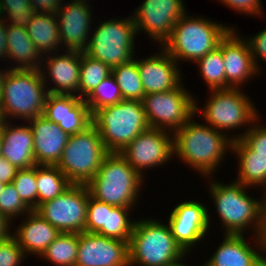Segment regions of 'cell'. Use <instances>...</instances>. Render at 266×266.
<instances>
[{
    "mask_svg": "<svg viewBox=\"0 0 266 266\" xmlns=\"http://www.w3.org/2000/svg\"><path fill=\"white\" fill-rule=\"evenodd\" d=\"M185 12L183 0H145L132 18L137 33L142 30L164 45Z\"/></svg>",
    "mask_w": 266,
    "mask_h": 266,
    "instance_id": "obj_14",
    "label": "cell"
},
{
    "mask_svg": "<svg viewBox=\"0 0 266 266\" xmlns=\"http://www.w3.org/2000/svg\"><path fill=\"white\" fill-rule=\"evenodd\" d=\"M34 12L56 14L62 0H29Z\"/></svg>",
    "mask_w": 266,
    "mask_h": 266,
    "instance_id": "obj_43",
    "label": "cell"
},
{
    "mask_svg": "<svg viewBox=\"0 0 266 266\" xmlns=\"http://www.w3.org/2000/svg\"><path fill=\"white\" fill-rule=\"evenodd\" d=\"M177 63L164 48L158 55L138 59L137 66L145 95L177 88L182 81Z\"/></svg>",
    "mask_w": 266,
    "mask_h": 266,
    "instance_id": "obj_21",
    "label": "cell"
},
{
    "mask_svg": "<svg viewBox=\"0 0 266 266\" xmlns=\"http://www.w3.org/2000/svg\"><path fill=\"white\" fill-rule=\"evenodd\" d=\"M239 159V173L236 179L244 186H266V155L255 154L241 139L232 141L231 151ZM266 189V188H265Z\"/></svg>",
    "mask_w": 266,
    "mask_h": 266,
    "instance_id": "obj_28",
    "label": "cell"
},
{
    "mask_svg": "<svg viewBox=\"0 0 266 266\" xmlns=\"http://www.w3.org/2000/svg\"><path fill=\"white\" fill-rule=\"evenodd\" d=\"M75 266H129L128 242L81 232Z\"/></svg>",
    "mask_w": 266,
    "mask_h": 266,
    "instance_id": "obj_16",
    "label": "cell"
},
{
    "mask_svg": "<svg viewBox=\"0 0 266 266\" xmlns=\"http://www.w3.org/2000/svg\"><path fill=\"white\" fill-rule=\"evenodd\" d=\"M6 184L0 182V195L2 194V190L4 189Z\"/></svg>",
    "mask_w": 266,
    "mask_h": 266,
    "instance_id": "obj_50",
    "label": "cell"
},
{
    "mask_svg": "<svg viewBox=\"0 0 266 266\" xmlns=\"http://www.w3.org/2000/svg\"><path fill=\"white\" fill-rule=\"evenodd\" d=\"M74 2H85L86 3V0H74Z\"/></svg>",
    "mask_w": 266,
    "mask_h": 266,
    "instance_id": "obj_52",
    "label": "cell"
},
{
    "mask_svg": "<svg viewBox=\"0 0 266 266\" xmlns=\"http://www.w3.org/2000/svg\"><path fill=\"white\" fill-rule=\"evenodd\" d=\"M40 70L12 69L5 79L0 98L4 120L8 116L29 121L44 113L48 84L45 72ZM46 82V83H45Z\"/></svg>",
    "mask_w": 266,
    "mask_h": 266,
    "instance_id": "obj_4",
    "label": "cell"
},
{
    "mask_svg": "<svg viewBox=\"0 0 266 266\" xmlns=\"http://www.w3.org/2000/svg\"><path fill=\"white\" fill-rule=\"evenodd\" d=\"M0 6L2 15L7 13L10 26L26 27L35 13L29 0H0Z\"/></svg>",
    "mask_w": 266,
    "mask_h": 266,
    "instance_id": "obj_37",
    "label": "cell"
},
{
    "mask_svg": "<svg viewBox=\"0 0 266 266\" xmlns=\"http://www.w3.org/2000/svg\"><path fill=\"white\" fill-rule=\"evenodd\" d=\"M86 2H74L59 8L55 14L58 20L60 43L67 48L84 52L89 44L88 34L91 27V10Z\"/></svg>",
    "mask_w": 266,
    "mask_h": 266,
    "instance_id": "obj_20",
    "label": "cell"
},
{
    "mask_svg": "<svg viewBox=\"0 0 266 266\" xmlns=\"http://www.w3.org/2000/svg\"><path fill=\"white\" fill-rule=\"evenodd\" d=\"M30 211L31 209L22 201L12 183L6 184L0 195V213L12 220L15 216L23 212L28 214Z\"/></svg>",
    "mask_w": 266,
    "mask_h": 266,
    "instance_id": "obj_38",
    "label": "cell"
},
{
    "mask_svg": "<svg viewBox=\"0 0 266 266\" xmlns=\"http://www.w3.org/2000/svg\"><path fill=\"white\" fill-rule=\"evenodd\" d=\"M5 23V24H4ZM6 21L0 20V57H7V37H6ZM6 55V56H5Z\"/></svg>",
    "mask_w": 266,
    "mask_h": 266,
    "instance_id": "obj_45",
    "label": "cell"
},
{
    "mask_svg": "<svg viewBox=\"0 0 266 266\" xmlns=\"http://www.w3.org/2000/svg\"><path fill=\"white\" fill-rule=\"evenodd\" d=\"M216 252L203 266H262L265 256L247 244L243 235L226 234Z\"/></svg>",
    "mask_w": 266,
    "mask_h": 266,
    "instance_id": "obj_26",
    "label": "cell"
},
{
    "mask_svg": "<svg viewBox=\"0 0 266 266\" xmlns=\"http://www.w3.org/2000/svg\"><path fill=\"white\" fill-rule=\"evenodd\" d=\"M128 250L129 266H166L186 255L169 225L153 219L134 223Z\"/></svg>",
    "mask_w": 266,
    "mask_h": 266,
    "instance_id": "obj_6",
    "label": "cell"
},
{
    "mask_svg": "<svg viewBox=\"0 0 266 266\" xmlns=\"http://www.w3.org/2000/svg\"><path fill=\"white\" fill-rule=\"evenodd\" d=\"M136 33L132 17L107 20L96 27L92 37L89 36L91 39L84 52L105 63L112 70L133 60Z\"/></svg>",
    "mask_w": 266,
    "mask_h": 266,
    "instance_id": "obj_9",
    "label": "cell"
},
{
    "mask_svg": "<svg viewBox=\"0 0 266 266\" xmlns=\"http://www.w3.org/2000/svg\"><path fill=\"white\" fill-rule=\"evenodd\" d=\"M232 28L222 39V56L226 75V89L239 88L259 72L246 40Z\"/></svg>",
    "mask_w": 266,
    "mask_h": 266,
    "instance_id": "obj_19",
    "label": "cell"
},
{
    "mask_svg": "<svg viewBox=\"0 0 266 266\" xmlns=\"http://www.w3.org/2000/svg\"><path fill=\"white\" fill-rule=\"evenodd\" d=\"M38 206L62 194L72 183L56 165H36Z\"/></svg>",
    "mask_w": 266,
    "mask_h": 266,
    "instance_id": "obj_30",
    "label": "cell"
},
{
    "mask_svg": "<svg viewBox=\"0 0 266 266\" xmlns=\"http://www.w3.org/2000/svg\"><path fill=\"white\" fill-rule=\"evenodd\" d=\"M143 181L120 153L109 152L86 185L93 198L115 207L132 208Z\"/></svg>",
    "mask_w": 266,
    "mask_h": 266,
    "instance_id": "obj_3",
    "label": "cell"
},
{
    "mask_svg": "<svg viewBox=\"0 0 266 266\" xmlns=\"http://www.w3.org/2000/svg\"><path fill=\"white\" fill-rule=\"evenodd\" d=\"M6 119L1 128V157L7 159L17 169L33 167L36 164L33 134L29 125L11 126Z\"/></svg>",
    "mask_w": 266,
    "mask_h": 266,
    "instance_id": "obj_23",
    "label": "cell"
},
{
    "mask_svg": "<svg viewBox=\"0 0 266 266\" xmlns=\"http://www.w3.org/2000/svg\"><path fill=\"white\" fill-rule=\"evenodd\" d=\"M78 246L79 233H60L41 256L58 266H75Z\"/></svg>",
    "mask_w": 266,
    "mask_h": 266,
    "instance_id": "obj_31",
    "label": "cell"
},
{
    "mask_svg": "<svg viewBox=\"0 0 266 266\" xmlns=\"http://www.w3.org/2000/svg\"><path fill=\"white\" fill-rule=\"evenodd\" d=\"M4 118H3V115H2V112H1V108H0V130H1V128H2V125H3V123H4Z\"/></svg>",
    "mask_w": 266,
    "mask_h": 266,
    "instance_id": "obj_49",
    "label": "cell"
},
{
    "mask_svg": "<svg viewBox=\"0 0 266 266\" xmlns=\"http://www.w3.org/2000/svg\"><path fill=\"white\" fill-rule=\"evenodd\" d=\"M86 98L87 99L84 100L92 115L101 108L115 105L124 100L112 73L106 77Z\"/></svg>",
    "mask_w": 266,
    "mask_h": 266,
    "instance_id": "obj_35",
    "label": "cell"
},
{
    "mask_svg": "<svg viewBox=\"0 0 266 266\" xmlns=\"http://www.w3.org/2000/svg\"><path fill=\"white\" fill-rule=\"evenodd\" d=\"M33 134L34 157L37 165H57L69 135L57 123L43 115L29 120ZM32 123V124H31Z\"/></svg>",
    "mask_w": 266,
    "mask_h": 266,
    "instance_id": "obj_22",
    "label": "cell"
},
{
    "mask_svg": "<svg viewBox=\"0 0 266 266\" xmlns=\"http://www.w3.org/2000/svg\"><path fill=\"white\" fill-rule=\"evenodd\" d=\"M90 191L85 184H72L62 194L43 202L35 211L61 233L85 231Z\"/></svg>",
    "mask_w": 266,
    "mask_h": 266,
    "instance_id": "obj_11",
    "label": "cell"
},
{
    "mask_svg": "<svg viewBox=\"0 0 266 266\" xmlns=\"http://www.w3.org/2000/svg\"><path fill=\"white\" fill-rule=\"evenodd\" d=\"M43 116L57 123L69 136L83 132L93 124L85 100L76 94L48 93Z\"/></svg>",
    "mask_w": 266,
    "mask_h": 266,
    "instance_id": "obj_18",
    "label": "cell"
},
{
    "mask_svg": "<svg viewBox=\"0 0 266 266\" xmlns=\"http://www.w3.org/2000/svg\"><path fill=\"white\" fill-rule=\"evenodd\" d=\"M1 143H2V136H1V131H0V157H1Z\"/></svg>",
    "mask_w": 266,
    "mask_h": 266,
    "instance_id": "obj_51",
    "label": "cell"
},
{
    "mask_svg": "<svg viewBox=\"0 0 266 266\" xmlns=\"http://www.w3.org/2000/svg\"><path fill=\"white\" fill-rule=\"evenodd\" d=\"M185 13L174 25L164 48L177 62H196L215 49L231 30L205 18L189 17Z\"/></svg>",
    "mask_w": 266,
    "mask_h": 266,
    "instance_id": "obj_7",
    "label": "cell"
},
{
    "mask_svg": "<svg viewBox=\"0 0 266 266\" xmlns=\"http://www.w3.org/2000/svg\"><path fill=\"white\" fill-rule=\"evenodd\" d=\"M22 201L31 209L38 207V188L36 182V165L30 168L18 169L12 180Z\"/></svg>",
    "mask_w": 266,
    "mask_h": 266,
    "instance_id": "obj_36",
    "label": "cell"
},
{
    "mask_svg": "<svg viewBox=\"0 0 266 266\" xmlns=\"http://www.w3.org/2000/svg\"><path fill=\"white\" fill-rule=\"evenodd\" d=\"M180 84L173 90L146 94L142 100L150 128L176 131L199 110L197 101Z\"/></svg>",
    "mask_w": 266,
    "mask_h": 266,
    "instance_id": "obj_10",
    "label": "cell"
},
{
    "mask_svg": "<svg viewBox=\"0 0 266 266\" xmlns=\"http://www.w3.org/2000/svg\"><path fill=\"white\" fill-rule=\"evenodd\" d=\"M200 74L210 90L226 89V75L222 56V40L219 45L196 61Z\"/></svg>",
    "mask_w": 266,
    "mask_h": 266,
    "instance_id": "obj_34",
    "label": "cell"
},
{
    "mask_svg": "<svg viewBox=\"0 0 266 266\" xmlns=\"http://www.w3.org/2000/svg\"><path fill=\"white\" fill-rule=\"evenodd\" d=\"M240 90V88L213 90L205 109L200 111L207 125L223 132V129L239 128L259 119L249 96Z\"/></svg>",
    "mask_w": 266,
    "mask_h": 266,
    "instance_id": "obj_12",
    "label": "cell"
},
{
    "mask_svg": "<svg viewBox=\"0 0 266 266\" xmlns=\"http://www.w3.org/2000/svg\"><path fill=\"white\" fill-rule=\"evenodd\" d=\"M124 100L144 99L145 93L142 85L137 60L121 64L111 70Z\"/></svg>",
    "mask_w": 266,
    "mask_h": 266,
    "instance_id": "obj_32",
    "label": "cell"
},
{
    "mask_svg": "<svg viewBox=\"0 0 266 266\" xmlns=\"http://www.w3.org/2000/svg\"><path fill=\"white\" fill-rule=\"evenodd\" d=\"M231 9L251 15L261 14V0H219ZM261 9V10H260Z\"/></svg>",
    "mask_w": 266,
    "mask_h": 266,
    "instance_id": "obj_42",
    "label": "cell"
},
{
    "mask_svg": "<svg viewBox=\"0 0 266 266\" xmlns=\"http://www.w3.org/2000/svg\"><path fill=\"white\" fill-rule=\"evenodd\" d=\"M28 218L15 230L12 235L19 246L26 253L41 254L60 235V231L39 215L35 210H31Z\"/></svg>",
    "mask_w": 266,
    "mask_h": 266,
    "instance_id": "obj_24",
    "label": "cell"
},
{
    "mask_svg": "<svg viewBox=\"0 0 266 266\" xmlns=\"http://www.w3.org/2000/svg\"><path fill=\"white\" fill-rule=\"evenodd\" d=\"M60 56H47L48 75L57 87L47 89L52 94H71L79 92L81 52L67 50ZM74 91V92H73Z\"/></svg>",
    "mask_w": 266,
    "mask_h": 266,
    "instance_id": "obj_25",
    "label": "cell"
},
{
    "mask_svg": "<svg viewBox=\"0 0 266 266\" xmlns=\"http://www.w3.org/2000/svg\"><path fill=\"white\" fill-rule=\"evenodd\" d=\"M129 209L109 205L90 195L85 232L129 242L135 223L128 218Z\"/></svg>",
    "mask_w": 266,
    "mask_h": 266,
    "instance_id": "obj_17",
    "label": "cell"
},
{
    "mask_svg": "<svg viewBox=\"0 0 266 266\" xmlns=\"http://www.w3.org/2000/svg\"><path fill=\"white\" fill-rule=\"evenodd\" d=\"M9 71H10V69L9 70L7 69L5 71L0 70V98H1V94L3 92V86H4L5 79L9 73Z\"/></svg>",
    "mask_w": 266,
    "mask_h": 266,
    "instance_id": "obj_47",
    "label": "cell"
},
{
    "mask_svg": "<svg viewBox=\"0 0 266 266\" xmlns=\"http://www.w3.org/2000/svg\"><path fill=\"white\" fill-rule=\"evenodd\" d=\"M18 169L4 157H0V182L11 184Z\"/></svg>",
    "mask_w": 266,
    "mask_h": 266,
    "instance_id": "obj_44",
    "label": "cell"
},
{
    "mask_svg": "<svg viewBox=\"0 0 266 266\" xmlns=\"http://www.w3.org/2000/svg\"><path fill=\"white\" fill-rule=\"evenodd\" d=\"M149 128L140 133L120 154L143 177L142 170L160 166L173 154L172 132Z\"/></svg>",
    "mask_w": 266,
    "mask_h": 266,
    "instance_id": "obj_13",
    "label": "cell"
},
{
    "mask_svg": "<svg viewBox=\"0 0 266 266\" xmlns=\"http://www.w3.org/2000/svg\"><path fill=\"white\" fill-rule=\"evenodd\" d=\"M243 134L233 136L232 140L241 139L255 154L266 155V126L253 125Z\"/></svg>",
    "mask_w": 266,
    "mask_h": 266,
    "instance_id": "obj_39",
    "label": "cell"
},
{
    "mask_svg": "<svg viewBox=\"0 0 266 266\" xmlns=\"http://www.w3.org/2000/svg\"><path fill=\"white\" fill-rule=\"evenodd\" d=\"M92 121L106 150L116 153L150 128L143 103L138 100H122L101 108L92 115Z\"/></svg>",
    "mask_w": 266,
    "mask_h": 266,
    "instance_id": "obj_5",
    "label": "cell"
},
{
    "mask_svg": "<svg viewBox=\"0 0 266 266\" xmlns=\"http://www.w3.org/2000/svg\"><path fill=\"white\" fill-rule=\"evenodd\" d=\"M25 28L41 55H46L48 52L51 55V52L61 45L58 20L55 14L35 12Z\"/></svg>",
    "mask_w": 266,
    "mask_h": 266,
    "instance_id": "obj_29",
    "label": "cell"
},
{
    "mask_svg": "<svg viewBox=\"0 0 266 266\" xmlns=\"http://www.w3.org/2000/svg\"><path fill=\"white\" fill-rule=\"evenodd\" d=\"M24 256V251L13 236L0 241V266H19Z\"/></svg>",
    "mask_w": 266,
    "mask_h": 266,
    "instance_id": "obj_40",
    "label": "cell"
},
{
    "mask_svg": "<svg viewBox=\"0 0 266 266\" xmlns=\"http://www.w3.org/2000/svg\"><path fill=\"white\" fill-rule=\"evenodd\" d=\"M182 258L183 257H181V258H179L178 260H176V261H174V262H172V263H170V264H168V265H166V266H186L185 264H183L182 263ZM181 260V261H180ZM182 264H181V263Z\"/></svg>",
    "mask_w": 266,
    "mask_h": 266,
    "instance_id": "obj_48",
    "label": "cell"
},
{
    "mask_svg": "<svg viewBox=\"0 0 266 266\" xmlns=\"http://www.w3.org/2000/svg\"><path fill=\"white\" fill-rule=\"evenodd\" d=\"M109 152L92 124L85 131L70 135L57 167L72 184H87L98 172Z\"/></svg>",
    "mask_w": 266,
    "mask_h": 266,
    "instance_id": "obj_8",
    "label": "cell"
},
{
    "mask_svg": "<svg viewBox=\"0 0 266 266\" xmlns=\"http://www.w3.org/2000/svg\"><path fill=\"white\" fill-rule=\"evenodd\" d=\"M110 74L111 69L105 63L90 57L85 52H81L79 83V93L81 94L77 96L81 99H86Z\"/></svg>",
    "mask_w": 266,
    "mask_h": 266,
    "instance_id": "obj_33",
    "label": "cell"
},
{
    "mask_svg": "<svg viewBox=\"0 0 266 266\" xmlns=\"http://www.w3.org/2000/svg\"><path fill=\"white\" fill-rule=\"evenodd\" d=\"M2 16V11H1V6H0V17ZM0 20H1V18H0Z\"/></svg>",
    "mask_w": 266,
    "mask_h": 266,
    "instance_id": "obj_53",
    "label": "cell"
},
{
    "mask_svg": "<svg viewBox=\"0 0 266 266\" xmlns=\"http://www.w3.org/2000/svg\"><path fill=\"white\" fill-rule=\"evenodd\" d=\"M6 37L7 58H12L15 63L19 62L12 69L40 70L39 59L42 60L44 57L36 49L25 27L6 24Z\"/></svg>",
    "mask_w": 266,
    "mask_h": 266,
    "instance_id": "obj_27",
    "label": "cell"
},
{
    "mask_svg": "<svg viewBox=\"0 0 266 266\" xmlns=\"http://www.w3.org/2000/svg\"><path fill=\"white\" fill-rule=\"evenodd\" d=\"M209 217L206 206L194 200L184 201L174 207L168 225L176 243L185 253L206 237Z\"/></svg>",
    "mask_w": 266,
    "mask_h": 266,
    "instance_id": "obj_15",
    "label": "cell"
},
{
    "mask_svg": "<svg viewBox=\"0 0 266 266\" xmlns=\"http://www.w3.org/2000/svg\"><path fill=\"white\" fill-rule=\"evenodd\" d=\"M192 118L172 132L173 154L203 176L212 175L225 151L231 150L233 140L211 126L195 123Z\"/></svg>",
    "mask_w": 266,
    "mask_h": 266,
    "instance_id": "obj_2",
    "label": "cell"
},
{
    "mask_svg": "<svg viewBox=\"0 0 266 266\" xmlns=\"http://www.w3.org/2000/svg\"><path fill=\"white\" fill-rule=\"evenodd\" d=\"M11 221L3 214L0 213V241L5 240L12 236L9 232V225Z\"/></svg>",
    "mask_w": 266,
    "mask_h": 266,
    "instance_id": "obj_46",
    "label": "cell"
},
{
    "mask_svg": "<svg viewBox=\"0 0 266 266\" xmlns=\"http://www.w3.org/2000/svg\"><path fill=\"white\" fill-rule=\"evenodd\" d=\"M212 182L209 191L225 227V234L244 235L246 228L254 225L256 245L266 253V194L259 201L246 194V186L241 182L235 180L229 185Z\"/></svg>",
    "mask_w": 266,
    "mask_h": 266,
    "instance_id": "obj_1",
    "label": "cell"
},
{
    "mask_svg": "<svg viewBox=\"0 0 266 266\" xmlns=\"http://www.w3.org/2000/svg\"><path fill=\"white\" fill-rule=\"evenodd\" d=\"M246 41L249 45L254 63L258 69L259 68V66L257 65L258 58L260 59L262 58V60L266 61V29L257 33V35L253 36V38L250 37L249 40L247 39Z\"/></svg>",
    "mask_w": 266,
    "mask_h": 266,
    "instance_id": "obj_41",
    "label": "cell"
}]
</instances>
